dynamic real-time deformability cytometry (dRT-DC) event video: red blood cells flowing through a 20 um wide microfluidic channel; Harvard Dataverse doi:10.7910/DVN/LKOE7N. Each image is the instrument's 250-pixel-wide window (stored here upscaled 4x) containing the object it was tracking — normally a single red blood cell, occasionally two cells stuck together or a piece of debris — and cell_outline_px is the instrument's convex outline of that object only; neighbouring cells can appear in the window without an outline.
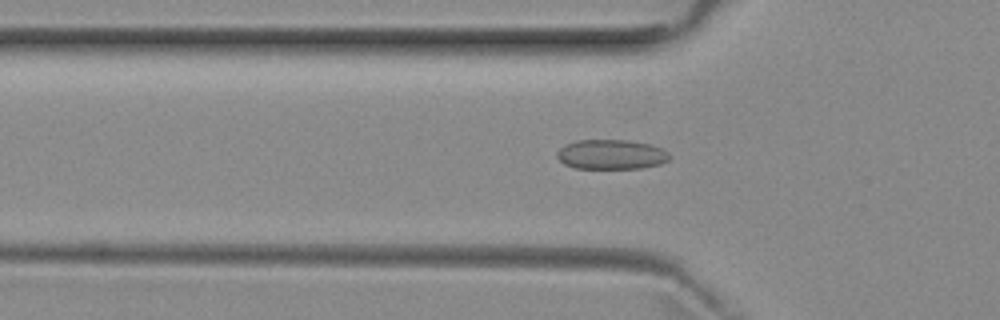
{"species": "common noctule bat (a hibernating species)", "species_latin": "Nyctalus noctula", "temperature_condition": "room temperature", "stored_images_in_passage": 44, "camera_frame_rate_fps": 3000, "um_per_image_px": 0.085, "animal": {"sex": "female", "body_mass_g": 29.2, "forearm_length_mm": 56.3}, "frame": {"image": 1, "passage_image": 16, "time_ms": 5.0, "image_size_px": [1000, 320], "cell_outline_px": [[672, 156], [668, 160], [660, 164], [640, 168], [576, 168], [564, 164], [556, 156], [556, 152], [564, 144], [576, 140], [628, 140], [652, 144], [668, 152]], "centroid_in_image_um": [51.95, 13.12], "position_along_channel_um": 73.9, "area_um2": 19.59}}
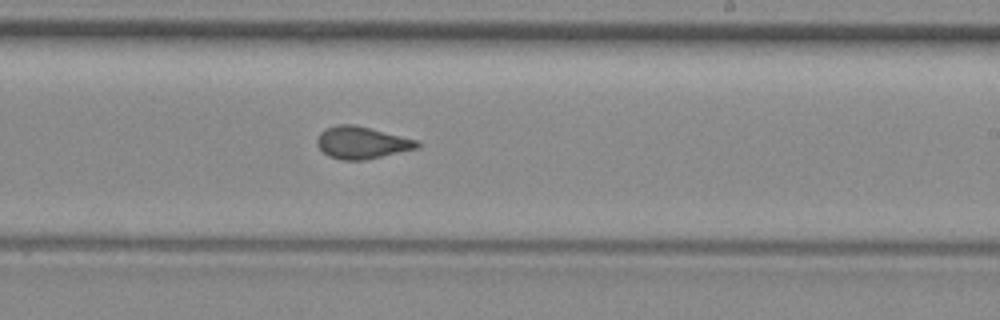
{"frame": {"image": 2, "passage_image": 30, "time_ms": 9.667, "image_size_px": [1000, 320], "cell_outline_px": [[420, 148], [364, 160], [340, 160], [328, 156], [316, 144], [316, 140], [320, 132], [324, 128], [336, 124], [352, 124], [420, 140]], "centroid_in_image_um": [30.76, 12.12], "position_along_channel_um": 258.2, "area_um2": 18.96}}
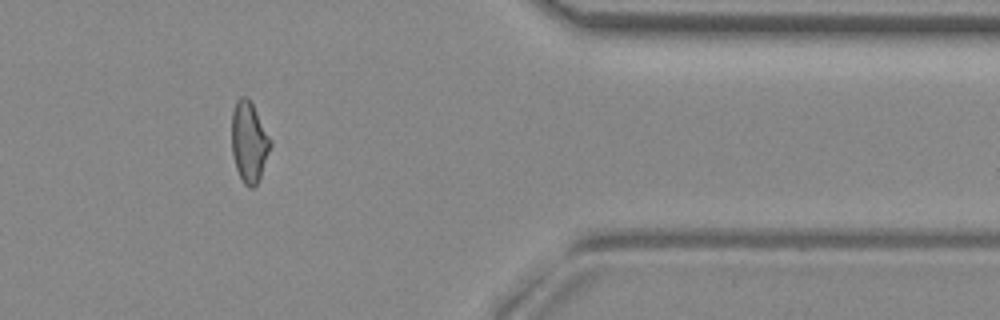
{"frame": {"image": 3, "passage_image": 42, "time_ms": 13.667, "image_size_px": [1000, 320], "cell_outline_px": [[272, 144], [260, 180], [252, 188], [248, 188], [244, 184], [236, 168], [232, 152], [232, 112], [236, 100], [240, 96], [248, 96], [272, 140]], "centroid_in_image_um": [21.18, 12.06], "position_along_channel_um": 390.2, "area_um2": 18.38}, "authors_computed_cell_mechanics": {"area_um2": 18.9584, "velocity_mm_per_s": 3.9397, "shape_relaxation_time_tau1_ms": null, "shape_relaxation_time_tau2_ms": 1.2887, "deformation_change_tau1": null, "deformation_change_tau2": 0.0806}}